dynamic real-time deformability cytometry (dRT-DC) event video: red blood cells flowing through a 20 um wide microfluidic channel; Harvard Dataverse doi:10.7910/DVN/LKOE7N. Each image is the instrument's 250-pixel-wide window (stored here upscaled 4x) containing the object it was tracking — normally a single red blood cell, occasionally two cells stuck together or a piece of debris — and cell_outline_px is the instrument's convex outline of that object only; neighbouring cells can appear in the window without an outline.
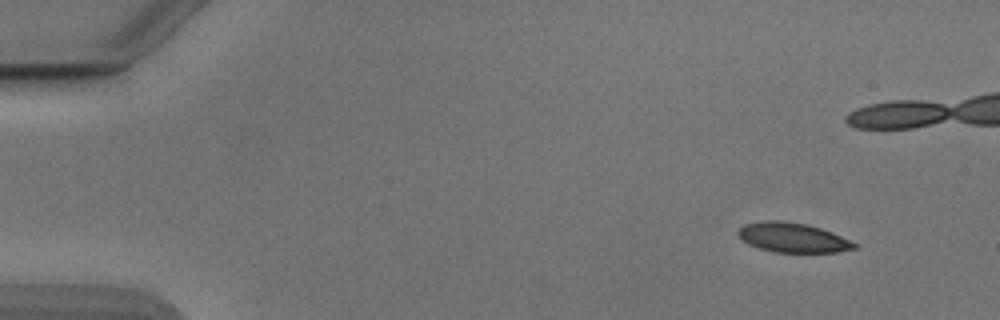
{"species": "Egyptian fruit bat (a non-hibernating species)", "species_latin": "Rousettus aegyptiacus", "temperature_condition": "cold", "stored_images_in_passage": 16, "camera_frame_rate_fps": 3000, "um_per_image_px": 0.085, "animal": {"sex": "male"}, "frame": {"image": 1, "passage_image": 5, "time_ms": 1.333, "image_size_px": [1000, 320], "cell_outline_px": [[860, 248], [836, 252], [772, 252], [748, 244], [736, 232], [744, 224], [764, 220], [784, 220], [808, 224], [820, 228], [860, 244]], "centroid_in_image_um": [67.41, 20.19], "position_along_channel_um": 17.6, "area_um2": 20.17}}
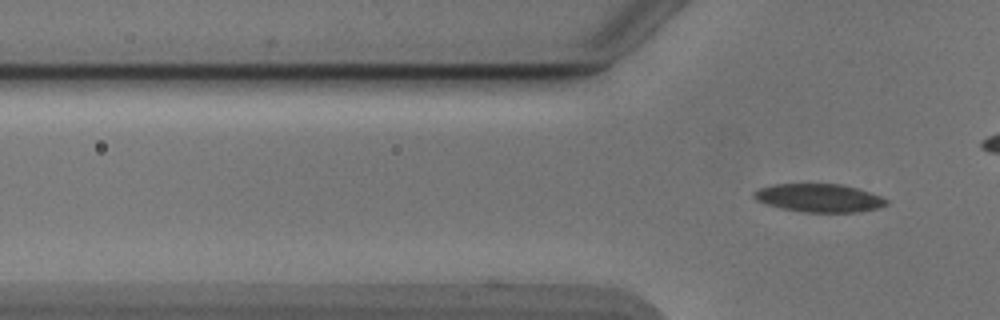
{"frame": {"image": 2, "passage_image": 16, "time_ms": 5.0, "image_size_px": [1000, 320], "cell_outline_px": [[888, 204], [880, 208], [860, 212], [804, 212], [780, 208], [756, 200], [752, 196], [752, 192], [760, 188], [776, 184], [840, 184], [856, 188], [880, 196], [888, 200]], "centroid_in_image_um": [69.63, 16.83], "position_along_channel_um": 56.2, "area_um2": 21.73}}